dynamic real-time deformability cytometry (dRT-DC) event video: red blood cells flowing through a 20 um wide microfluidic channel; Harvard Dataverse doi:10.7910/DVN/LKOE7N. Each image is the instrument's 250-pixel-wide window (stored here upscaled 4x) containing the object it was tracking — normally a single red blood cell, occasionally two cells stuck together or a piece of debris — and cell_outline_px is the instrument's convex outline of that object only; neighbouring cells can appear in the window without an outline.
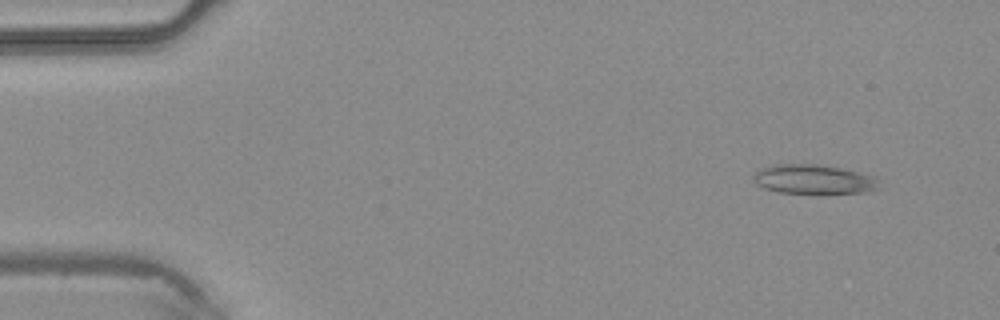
{"species": "common noctule bat (a hibernating species)", "species_latin": "Nyctalus noctula", "temperature_condition": "warm", "stored_images_in_passage": 4, "camera_frame_rate_fps": 3000, "um_per_image_px": 0.085, "animal": {"sex": "male", "body_mass_g": 20.4}, "frame": {"image": 1, "passage_image": 1, "time_ms": 0.0, "image_size_px": [1000, 320], "cell_outline_px": [[880, 188], [868, 192], [776, 192], [764, 188], [756, 184], [752, 180], [756, 172], [764, 168], [776, 164], [820, 164], [840, 168], [872, 176], [880, 180]], "centroid_in_image_um": [69.17, 15.23], "position_along_channel_um": 15.8, "area_um2": 21.1}}
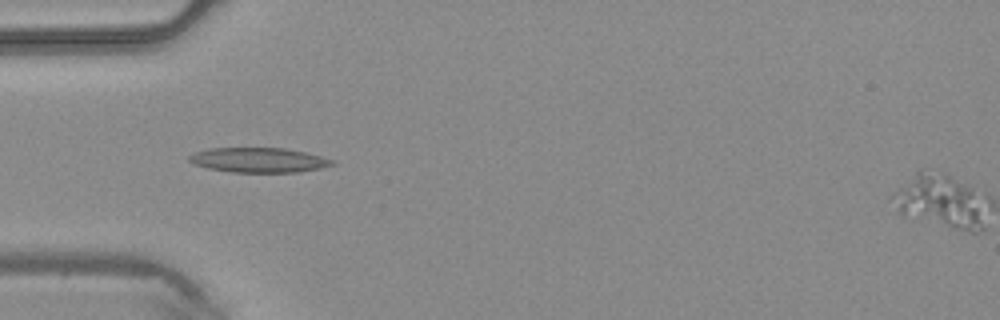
{"frame": {"image": 2, "passage_image": 4, "time_ms": 1.0, "image_size_px": [1000, 320], "cell_outline_px": [[336, 164], [320, 168], [296, 172], [232, 172], [208, 168], [196, 164], [188, 160], [188, 156], [192, 152], [208, 148], [284, 148], [304, 152], [336, 160]], "centroid_in_image_um": [21.98, 13.6], "position_along_channel_um": 63.0, "area_um2": 20.63}}